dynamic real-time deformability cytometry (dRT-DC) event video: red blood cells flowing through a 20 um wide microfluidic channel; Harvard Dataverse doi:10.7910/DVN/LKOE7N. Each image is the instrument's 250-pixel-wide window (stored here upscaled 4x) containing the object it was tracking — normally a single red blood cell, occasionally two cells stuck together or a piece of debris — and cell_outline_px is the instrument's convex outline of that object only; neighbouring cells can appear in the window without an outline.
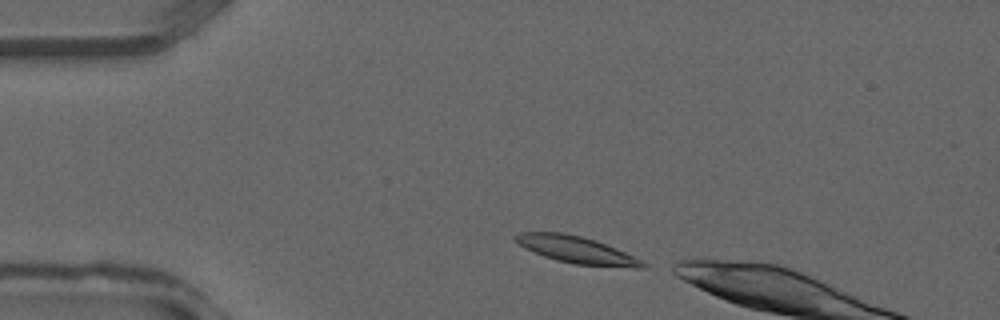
{"species": "common noctule bat (a hibernating species)", "species_latin": "Nyctalus noctula", "temperature_condition": "warm", "stored_images_in_passage": 5, "camera_frame_rate_fps": 3000, "um_per_image_px": 0.085, "animal": {"sex": "male", "forearm_length_mm": 52.5}, "frame": {"image": 1, "passage_image": 1, "time_ms": 0.0, "image_size_px": [1000, 320], "cell_outline_px": [[648, 264], [644, 268], [636, 268], [572, 264], [556, 260], [544, 256], [512, 240], [512, 236], [520, 232], [564, 232], [596, 240], [616, 248]], "centroid_in_image_um": [49.0, 21.23], "position_along_channel_um": 36.0, "area_um2": 19.88}}